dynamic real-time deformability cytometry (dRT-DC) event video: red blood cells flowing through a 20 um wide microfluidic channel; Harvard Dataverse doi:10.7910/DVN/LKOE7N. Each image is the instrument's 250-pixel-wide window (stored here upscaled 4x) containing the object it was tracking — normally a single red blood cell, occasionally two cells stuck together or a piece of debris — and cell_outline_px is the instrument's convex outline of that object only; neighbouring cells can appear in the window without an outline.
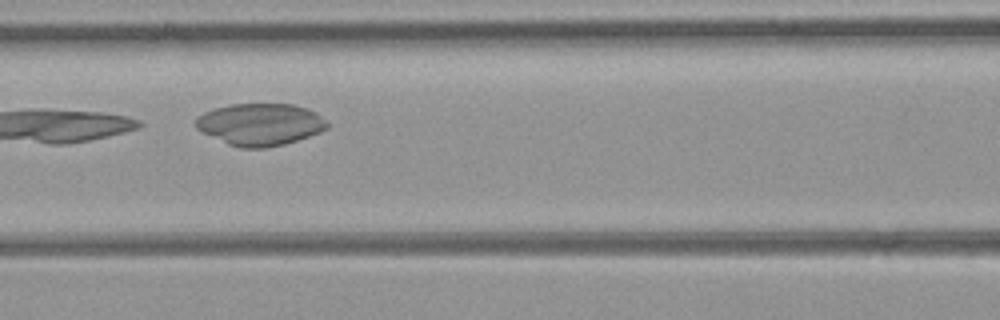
{"species": "common noctule bat (a hibernating species)", "species_latin": "Nyctalus noctula", "temperature_condition": "room temperature", "stored_images_in_passage": 8, "camera_frame_rate_fps": 3000, "um_per_image_px": 0.085, "animal": {"sex": "female", "body_mass_g": 21.9}, "frame": {"image": 1, "passage_image": 3, "time_ms": 0.667, "image_size_px": [1000, 320], "cell_outline_px": [[328, 128], [320, 132], [284, 144], [264, 148], [240, 148], [228, 144], [200, 132], [196, 128], [196, 116], [204, 112], [216, 108], [232, 104], [292, 104], [308, 108], [316, 112], [328, 124]], "centroid_in_image_um": [22.09, 10.57], "position_along_channel_um": 144.5, "area_um2": 32.19}}
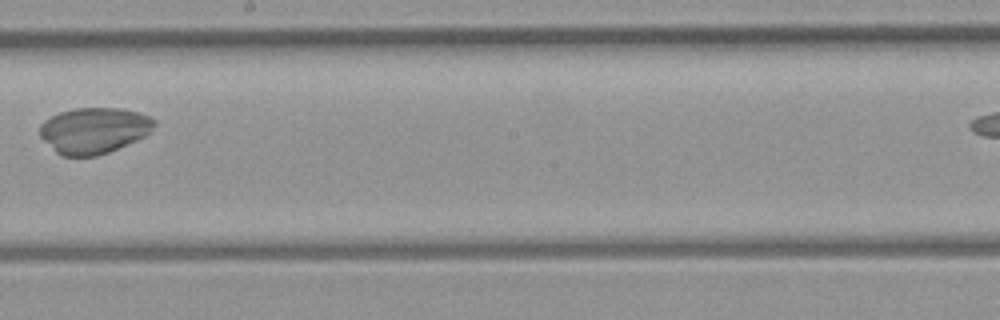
{"frame": {"image": 2, "passage_image": 5, "time_ms": 1.333, "image_size_px": [1000, 320], "cell_outline_px": [[156, 124], [144, 136], [136, 140], [108, 152], [96, 156], [60, 156], [40, 136], [40, 124], [44, 120], [60, 112], [72, 108], [120, 108], [136, 112], [148, 116], [156, 120]], "centroid_in_image_um": [7.96, 11.08], "position_along_channel_um": 240.2, "area_um2": 30.46}}
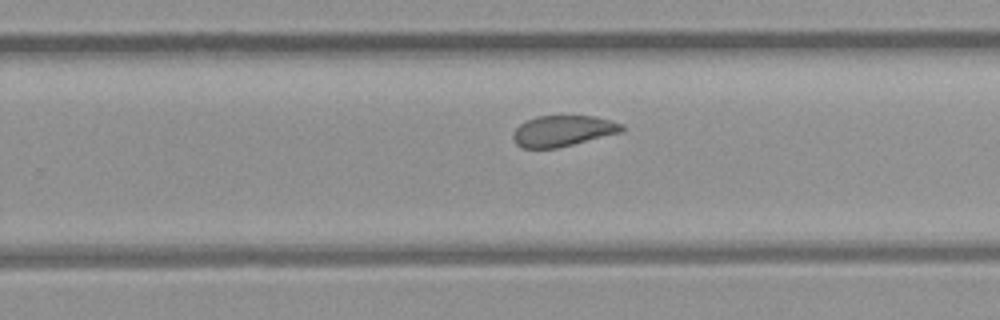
{"frame": {"image": 3, "passage_image": 8, "time_ms": 2.333, "image_size_px": [1000, 320], "cell_outline_px": [[624, 128], [620, 132], [556, 148], [524, 148], [516, 144], [512, 136], [516, 128], [520, 124], [536, 116], [592, 116], [624, 124]], "centroid_in_image_um": [47.81, 11.12], "position_along_channel_um": 282.0, "area_um2": 19.19}}